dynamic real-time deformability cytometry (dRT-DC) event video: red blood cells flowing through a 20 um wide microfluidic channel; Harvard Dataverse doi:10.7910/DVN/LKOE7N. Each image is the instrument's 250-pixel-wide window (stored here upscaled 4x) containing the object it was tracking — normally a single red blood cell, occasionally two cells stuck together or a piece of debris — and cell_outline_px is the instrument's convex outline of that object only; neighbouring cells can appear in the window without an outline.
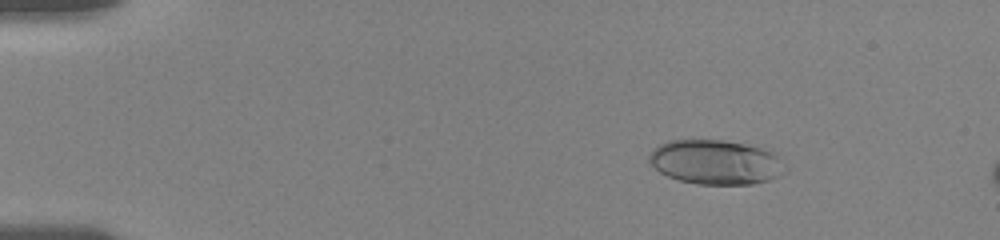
{"species": "human", "species_latin": "Homo sapiens", "temperature_condition": "room temperature", "stored_images_in_passage": 26, "camera_frame_rate_fps": 3000, "um_per_image_px": 0.085, "donor": {"sex": "female"}, "frame": {"image": 1, "passage_image": 7, "time_ms": 2.333, "image_size_px": [1000, 240], "cell_outline_px": [[788, 172], [780, 176], [768, 180], [752, 184], [696, 184], [680, 180], [668, 176], [660, 172], [648, 160], [648, 156], [660, 144], [668, 140], [692, 136], [724, 140], [744, 144], [776, 152], [788, 164]], "centroid_in_image_um": [60.89, 13.74], "position_along_channel_um": 24.1, "area_um2": 36.41}}
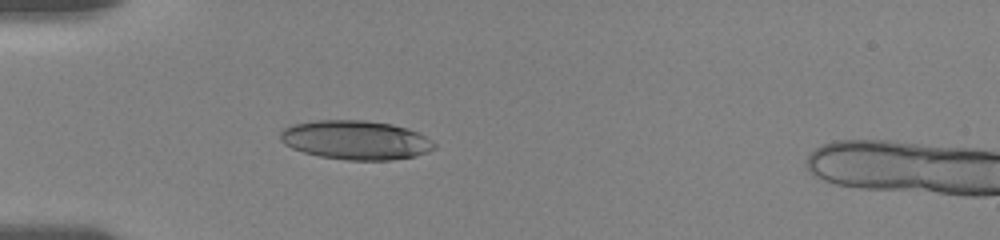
{"frame": {"image": 2, "passage_image": 19, "time_ms": 5.333, "image_size_px": [1000, 240], "cell_outline_px": [[436, 148], [428, 152], [416, 156], [392, 160], [348, 160], [320, 156], [304, 152], [292, 148], [284, 144], [280, 140], [280, 132], [284, 128], [292, 124], [316, 120], [364, 120], [392, 124], [408, 128], [420, 132], [436, 144]], "centroid_in_image_um": [30.26, 11.9], "position_along_channel_um": 54.7, "area_um2": 35.32}}
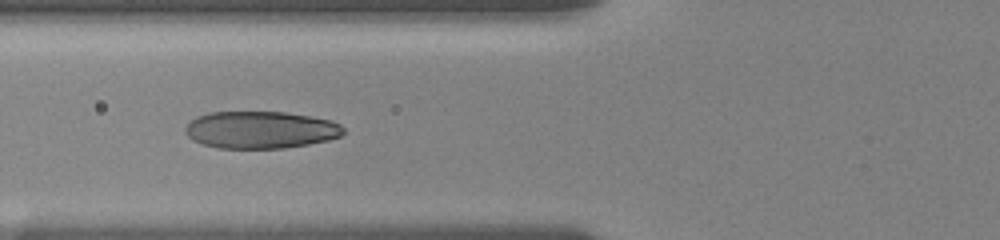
{"frame": {"image": 3, "passage_image": 25, "time_ms": 7.0, "image_size_px": [1000, 240], "cell_outline_px": [[344, 132], [340, 136], [328, 140], [308, 144], [284, 148], [220, 148], [204, 144], [192, 140], [184, 132], [184, 128], [196, 116], [208, 112], [284, 112], [332, 120], [340, 124], [344, 128]], "centroid_in_image_um": [22.14, 11.03], "position_along_channel_um": 103.7, "area_um2": 34.28}}